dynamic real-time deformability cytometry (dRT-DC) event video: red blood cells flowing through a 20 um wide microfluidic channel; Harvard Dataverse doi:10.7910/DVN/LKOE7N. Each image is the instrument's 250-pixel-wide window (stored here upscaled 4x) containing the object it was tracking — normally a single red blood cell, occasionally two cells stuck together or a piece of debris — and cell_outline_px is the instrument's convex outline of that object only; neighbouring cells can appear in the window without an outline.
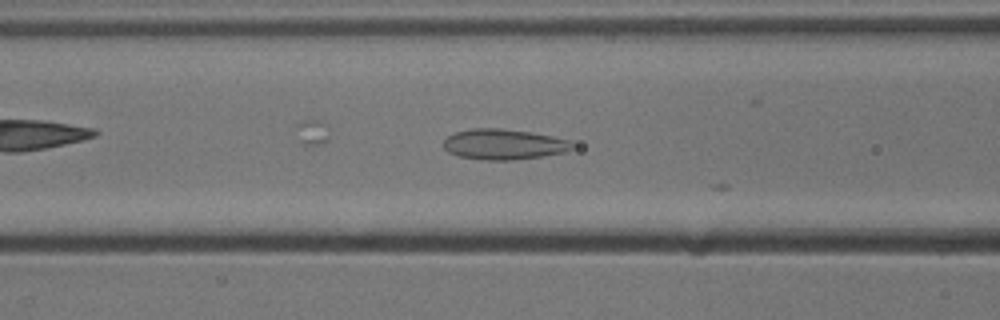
{"species": "common noctule bat (a hibernating species)", "species_latin": "Nyctalus noctula", "temperature_condition": "cold", "stored_images_in_passage": 8, "camera_frame_rate_fps": 3000, "um_per_image_px": 0.085, "animal": {"sex": "male", "body_mass_g": 13.3}, "frame": {"image": 1, "passage_image": 5, "time_ms": 1.333, "image_size_px": [1000, 320], "cell_outline_px": [[576, 144], [572, 148], [564, 152], [540, 156], [512, 160], [484, 160], [460, 156], [448, 152], [444, 148], [444, 140], [448, 136], [456, 132], [472, 128], [500, 128], [532, 132], [572, 140]], "centroid_in_image_um": [42.84, 12.26], "position_along_channel_um": 123.8, "area_um2": 22.89}}